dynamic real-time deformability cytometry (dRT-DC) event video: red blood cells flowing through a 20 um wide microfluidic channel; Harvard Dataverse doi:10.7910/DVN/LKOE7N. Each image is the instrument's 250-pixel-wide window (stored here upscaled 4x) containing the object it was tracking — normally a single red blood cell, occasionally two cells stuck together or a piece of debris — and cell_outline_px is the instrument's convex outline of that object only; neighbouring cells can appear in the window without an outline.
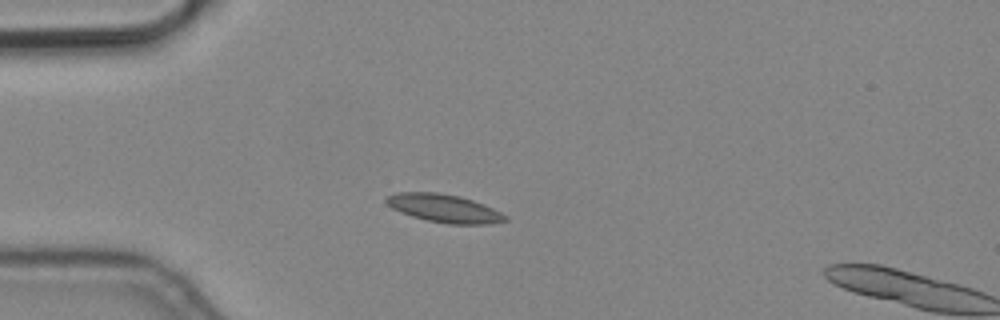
{"species": "common noctule bat (a hibernating species)", "species_latin": "Nyctalus noctula", "temperature_condition": "cold", "stored_images_in_passage": 5, "camera_frame_rate_fps": 3000, "um_per_image_px": 0.085, "animal": {"sex": "male", "body_mass_g": 19.2, "forearm_length_mm": 51.8}, "frame": {"image": 1, "passage_image": 4, "time_ms": 1.0, "image_size_px": [1000, 320], "cell_outline_px": [[508, 220], [488, 224], [448, 224], [428, 220], [412, 216], [400, 212], [392, 208], [384, 200], [384, 196], [396, 192], [436, 192], [460, 196], [484, 204], [508, 216]], "centroid_in_image_um": [37.73, 17.7], "position_along_channel_um": 47.3, "area_um2": 19.54}}